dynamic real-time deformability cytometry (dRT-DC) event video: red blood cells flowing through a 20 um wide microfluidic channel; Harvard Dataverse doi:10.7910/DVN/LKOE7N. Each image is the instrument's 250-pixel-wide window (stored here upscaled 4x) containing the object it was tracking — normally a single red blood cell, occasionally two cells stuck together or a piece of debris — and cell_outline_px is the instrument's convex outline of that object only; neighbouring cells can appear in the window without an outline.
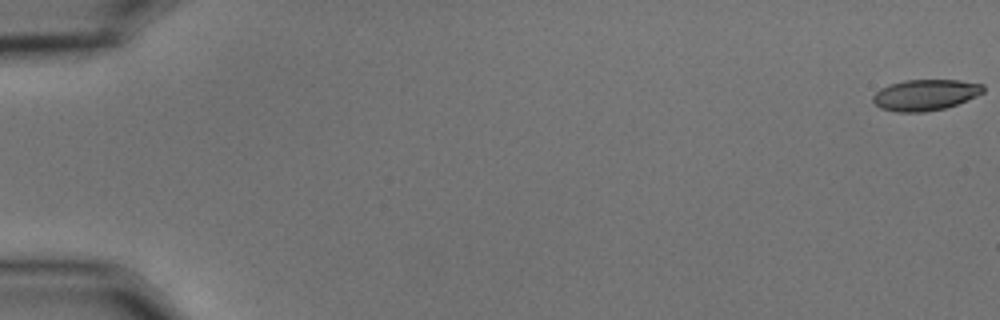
{"species": "common noctule bat (a hibernating species)", "species_latin": "Nyctalus noctula", "temperature_condition": "cold", "stored_images_in_passage": 7, "camera_frame_rate_fps": 3000, "um_per_image_px": 0.085, "animal": {"sex": "male", "body_mass_g": 15.6}, "frame": {"image": 1, "passage_image": 1, "time_ms": 0.0, "image_size_px": [1000, 320], "cell_outline_px": [[984, 92], [976, 96], [956, 104], [944, 108], [924, 112], [896, 112], [880, 108], [872, 100], [872, 96], [880, 88], [904, 80], [960, 80], [984, 84]], "centroid_in_image_um": [78.65, 8.06], "position_along_channel_um": 6.4, "area_um2": 19.88}}